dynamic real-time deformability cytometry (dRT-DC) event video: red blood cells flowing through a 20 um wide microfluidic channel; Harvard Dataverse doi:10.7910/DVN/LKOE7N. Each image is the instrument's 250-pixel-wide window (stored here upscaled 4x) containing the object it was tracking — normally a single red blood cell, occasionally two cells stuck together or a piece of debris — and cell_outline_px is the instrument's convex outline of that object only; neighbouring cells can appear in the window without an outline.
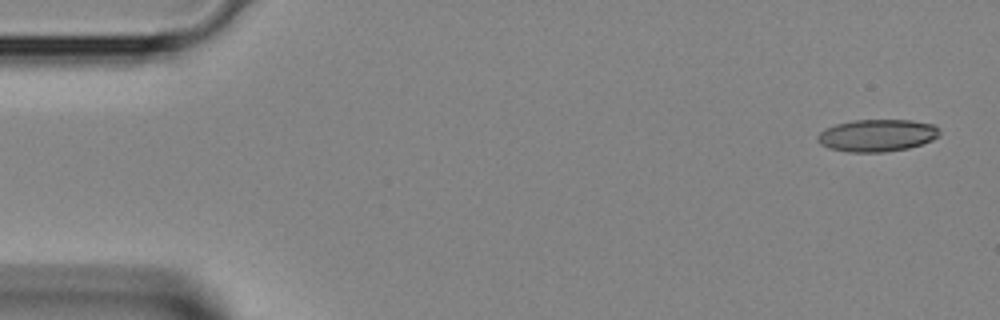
{"species": "Egyptian fruit bat (a non-hibernating species)", "species_latin": "Rousettus aegyptiacus", "temperature_condition": "room temperature", "stored_images_in_passage": 4, "camera_frame_rate_fps": 3000, "um_per_image_px": 0.085, "animal": {"sex": "female"}, "frame": {"image": 1, "passage_image": 1, "time_ms": 0.0, "image_size_px": [1000, 320], "cell_outline_px": [[940, 136], [932, 140], [908, 148], [884, 152], [848, 152], [828, 148], [820, 144], [816, 140], [816, 136], [824, 128], [836, 124], [852, 120], [912, 120], [932, 124], [940, 128]], "centroid_in_image_um": [74.53, 11.51], "position_along_channel_um": 10.5, "area_um2": 23.12}}
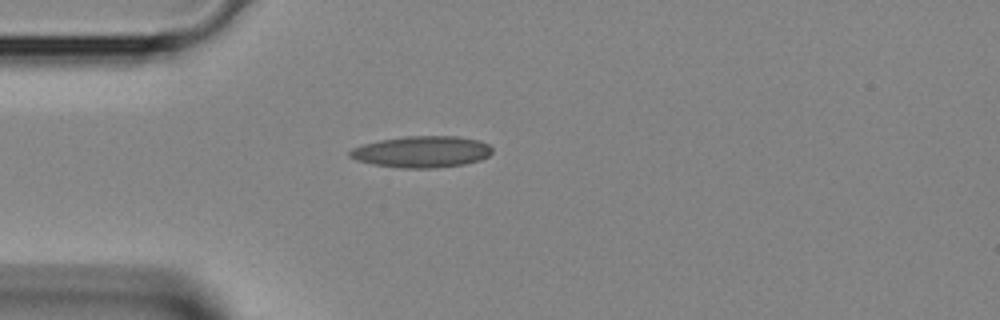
{"frame": {"image": 2, "passage_image": 3, "time_ms": 0.667, "image_size_px": [1000, 320], "cell_outline_px": [[492, 152], [488, 156], [480, 160], [464, 164], [436, 168], [400, 168], [372, 164], [356, 160], [348, 156], [348, 152], [352, 148], [364, 144], [380, 140], [408, 136], [456, 136], [480, 140], [488, 144], [492, 148]], "centroid_in_image_um": [35.85, 12.9], "position_along_channel_um": 49.1, "area_um2": 26.18}}